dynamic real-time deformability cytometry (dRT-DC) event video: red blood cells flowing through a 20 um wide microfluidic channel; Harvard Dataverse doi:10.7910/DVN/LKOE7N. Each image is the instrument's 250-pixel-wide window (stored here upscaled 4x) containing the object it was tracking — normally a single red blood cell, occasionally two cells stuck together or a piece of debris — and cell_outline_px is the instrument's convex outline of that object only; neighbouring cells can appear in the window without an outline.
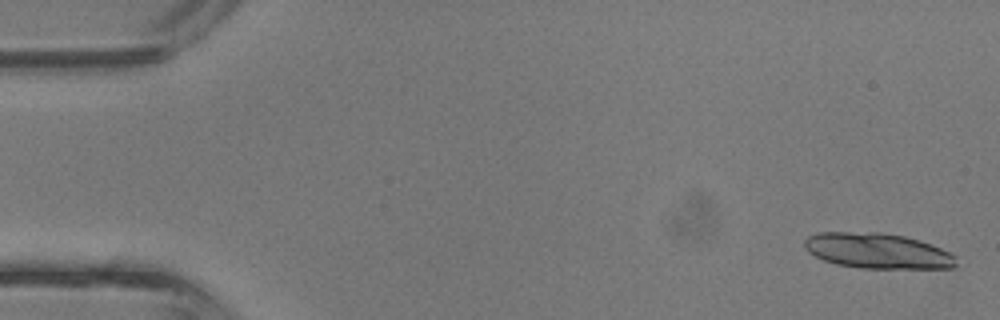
{"species": "common noctule bat (a hibernating species)", "species_latin": "Nyctalus noctula", "temperature_condition": "room temperature", "stored_images_in_passage": 4, "camera_frame_rate_fps": 3000, "um_per_image_px": 0.085, "animal": {"sex": "male", "body_mass_g": 13.3}, "frame": {"image": 1, "passage_image": 1, "time_ms": 0.0, "image_size_px": [1000, 320], "cell_outline_px": [[956, 268], [860, 268], [836, 264], [824, 260], [808, 252], [804, 248], [804, 240], [808, 236], [816, 232], [880, 232], [904, 236], [940, 248], [956, 256]], "centroid_in_image_um": [74.54, 21.32], "position_along_channel_um": 10.5, "area_um2": 31.21}}